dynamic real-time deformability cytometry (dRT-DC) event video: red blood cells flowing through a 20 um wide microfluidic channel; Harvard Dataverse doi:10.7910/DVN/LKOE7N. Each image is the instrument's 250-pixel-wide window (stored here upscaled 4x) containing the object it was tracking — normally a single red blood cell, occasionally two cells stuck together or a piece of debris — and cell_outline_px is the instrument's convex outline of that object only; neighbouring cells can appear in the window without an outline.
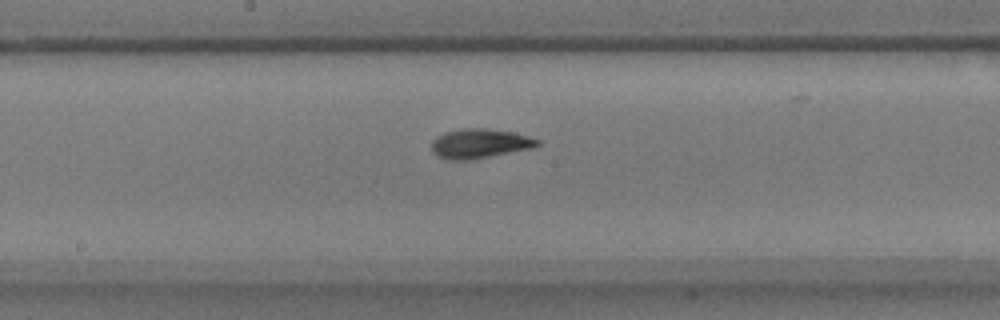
{"species": "common noctule bat (a hibernating species)", "species_latin": "Nyctalus noctula", "temperature_condition": "warm", "stored_images_in_passage": 50, "camera_frame_rate_fps": 3000, "um_per_image_px": 0.085, "animal": {"sex": "male", "body_mass_g": 17.9}, "frame": {"image": 1, "passage_image": 23, "time_ms": 7.333, "image_size_px": [1000, 320], "cell_outline_px": [[540, 144], [532, 148], [468, 160], [448, 160], [436, 156], [432, 152], [432, 140], [436, 136], [444, 132], [464, 128], [484, 128], [512, 132], [528, 136], [540, 140]], "centroid_in_image_um": [40.73, 12.2], "position_along_channel_um": 207.5, "area_um2": 18.15}}
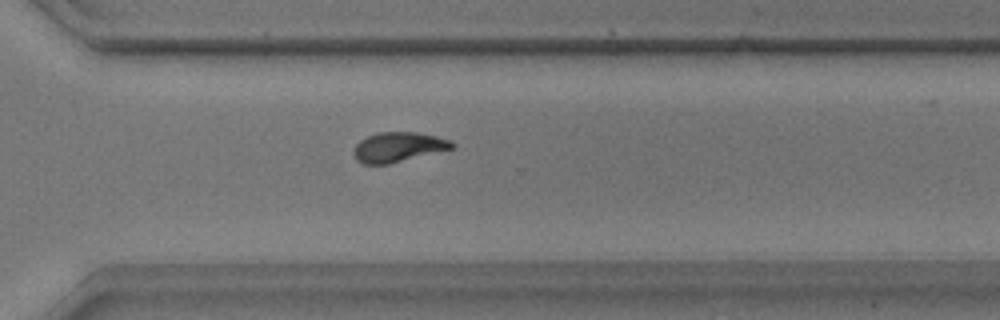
{"frame": {"image": 2, "passage_image": 34, "time_ms": 11.0, "image_size_px": [1000, 320], "cell_outline_px": [[456, 148], [388, 164], [364, 164], [356, 160], [352, 152], [356, 144], [360, 140], [368, 136], [380, 132], [416, 132], [436, 136], [452, 140], [456, 144]], "centroid_in_image_um": [33.88, 12.5], "position_along_channel_um": 336.7, "area_um2": 17.22}}
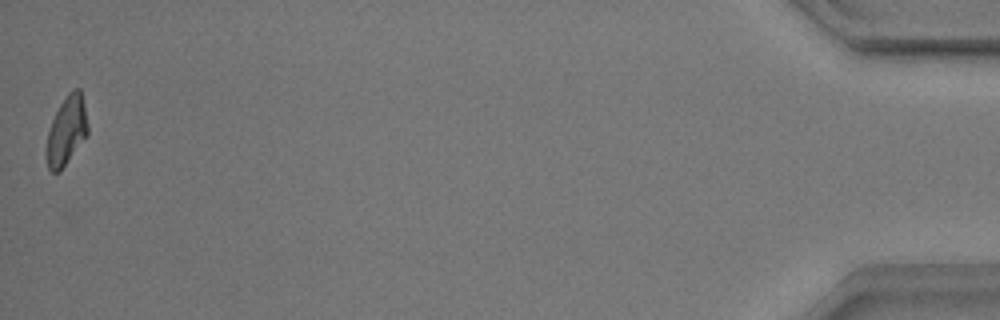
{"frame": {"image": 3, "passage_image": 50, "time_ms": 16.333, "image_size_px": [1000, 320], "cell_outline_px": [[88, 132], [60, 172], [52, 172], [48, 168], [48, 132], [52, 120], [60, 104], [68, 92], [72, 88], [80, 88], [88, 124]], "centroid_in_image_um": [5.67, 11.06], "position_along_channel_um": 429.5, "area_um2": 16.01}, "authors_computed_cell_mechanics": {"area_um2": 17.1088, "velocity_mm_per_s": 3.5419, "shape_relaxation_time_tau1_ms": 3.267, "shape_relaxation_time_tau2_ms": 3.4572, "deformation_change_tau1": 0.145, "deformation_change_tau2": 0.0846}}